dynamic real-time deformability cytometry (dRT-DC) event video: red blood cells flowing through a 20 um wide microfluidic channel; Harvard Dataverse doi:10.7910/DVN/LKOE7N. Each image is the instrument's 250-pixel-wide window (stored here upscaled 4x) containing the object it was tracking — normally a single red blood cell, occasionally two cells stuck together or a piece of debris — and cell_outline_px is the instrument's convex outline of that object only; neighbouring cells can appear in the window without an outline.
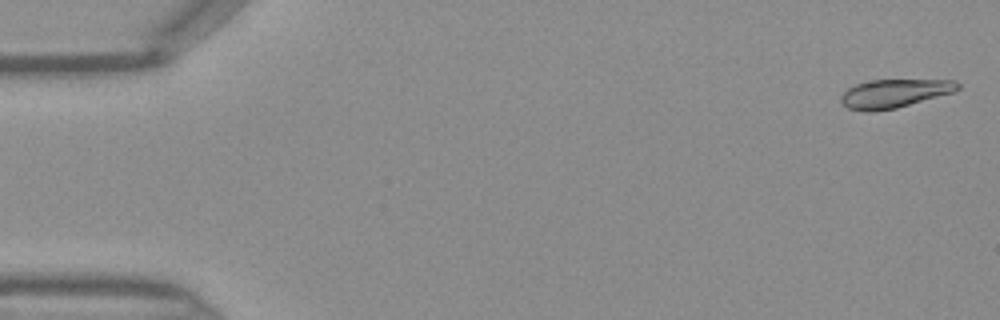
{"species": "Egyptian fruit bat (a non-hibernating species)", "species_latin": "Rousettus aegyptiacus", "temperature_condition": "warm", "stored_images_in_passage": 45, "camera_frame_rate_fps": 3000, "um_per_image_px": 0.085, "frame": {"image": 1, "passage_image": 1, "time_ms": 0.0, "image_size_px": [1000, 320], "cell_outline_px": [[960, 88], [952, 92], [896, 108], [872, 112], [864, 112], [848, 108], [840, 104], [840, 96], [848, 88], [856, 84], [872, 80], [956, 80], [960, 84]], "centroid_in_image_um": [75.96, 7.95], "position_along_channel_um": 9.0, "area_um2": 19.36}}
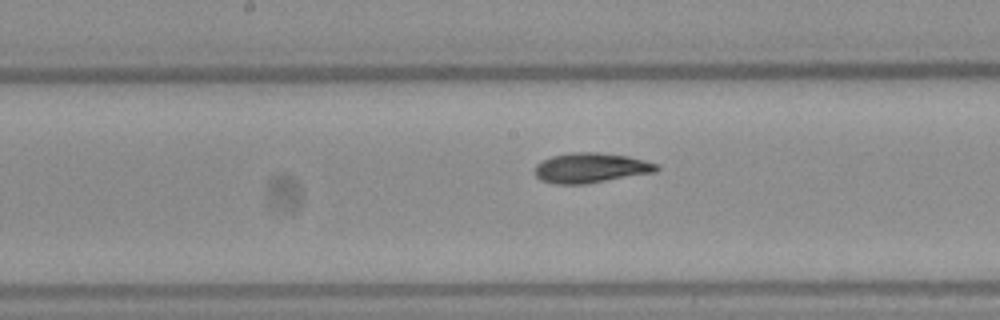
{"frame": {"image": 2, "passage_image": 23, "time_ms": 7.333, "image_size_px": [1000, 320], "cell_outline_px": [[660, 168], [656, 172], [584, 184], [552, 184], [540, 180], [536, 176], [536, 164], [552, 156], [572, 152], [596, 152], [628, 156], [660, 164]], "centroid_in_image_um": [50.24, 14.27], "position_along_channel_um": 198.0, "area_um2": 21.27}}
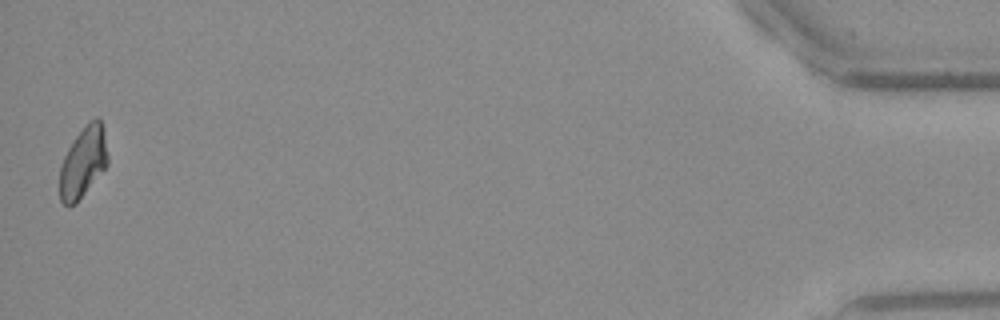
{"frame": {"image": 3, "passage_image": 45, "time_ms": 14.667, "image_size_px": [1000, 320], "cell_outline_px": [[108, 164], [76, 204], [68, 208], [60, 200], [60, 168], [64, 156], [68, 148], [76, 136], [88, 120], [96, 116], [100, 120], [104, 136], [108, 156]], "centroid_in_image_um": [7.05, 13.81], "position_along_channel_um": 428.1, "area_um2": 19.71}}